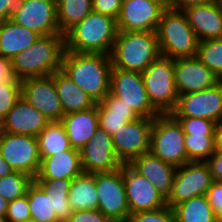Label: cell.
Wrapping results in <instances>:
<instances>
[{"label":"cell","instance_id":"54","mask_svg":"<svg viewBox=\"0 0 222 222\" xmlns=\"http://www.w3.org/2000/svg\"><path fill=\"white\" fill-rule=\"evenodd\" d=\"M160 1H162L167 6V1L168 0H160Z\"/></svg>","mask_w":222,"mask_h":222},{"label":"cell","instance_id":"18","mask_svg":"<svg viewBox=\"0 0 222 222\" xmlns=\"http://www.w3.org/2000/svg\"><path fill=\"white\" fill-rule=\"evenodd\" d=\"M80 157L84 173L113 172L122 166L121 161L116 157L112 136L100 127L80 149Z\"/></svg>","mask_w":222,"mask_h":222},{"label":"cell","instance_id":"26","mask_svg":"<svg viewBox=\"0 0 222 222\" xmlns=\"http://www.w3.org/2000/svg\"><path fill=\"white\" fill-rule=\"evenodd\" d=\"M96 105L99 127L110 135L122 125L139 117L130 106H127L120 98L110 92Z\"/></svg>","mask_w":222,"mask_h":222},{"label":"cell","instance_id":"5","mask_svg":"<svg viewBox=\"0 0 222 222\" xmlns=\"http://www.w3.org/2000/svg\"><path fill=\"white\" fill-rule=\"evenodd\" d=\"M156 33L162 56L176 59L197 55L199 41L183 11L166 8Z\"/></svg>","mask_w":222,"mask_h":222},{"label":"cell","instance_id":"33","mask_svg":"<svg viewBox=\"0 0 222 222\" xmlns=\"http://www.w3.org/2000/svg\"><path fill=\"white\" fill-rule=\"evenodd\" d=\"M188 162H205L214 152V134H185Z\"/></svg>","mask_w":222,"mask_h":222},{"label":"cell","instance_id":"22","mask_svg":"<svg viewBox=\"0 0 222 222\" xmlns=\"http://www.w3.org/2000/svg\"><path fill=\"white\" fill-rule=\"evenodd\" d=\"M129 165L154 184L157 191L167 200L177 169L175 166L165 163L150 152L134 158Z\"/></svg>","mask_w":222,"mask_h":222},{"label":"cell","instance_id":"24","mask_svg":"<svg viewBox=\"0 0 222 222\" xmlns=\"http://www.w3.org/2000/svg\"><path fill=\"white\" fill-rule=\"evenodd\" d=\"M61 123L72 148L80 150L99 127L97 105L85 111L64 115Z\"/></svg>","mask_w":222,"mask_h":222},{"label":"cell","instance_id":"4","mask_svg":"<svg viewBox=\"0 0 222 222\" xmlns=\"http://www.w3.org/2000/svg\"><path fill=\"white\" fill-rule=\"evenodd\" d=\"M160 55L156 31H118L110 57L112 67L142 73Z\"/></svg>","mask_w":222,"mask_h":222},{"label":"cell","instance_id":"32","mask_svg":"<svg viewBox=\"0 0 222 222\" xmlns=\"http://www.w3.org/2000/svg\"><path fill=\"white\" fill-rule=\"evenodd\" d=\"M29 210L33 222H60L54 210V198L35 182L28 188Z\"/></svg>","mask_w":222,"mask_h":222},{"label":"cell","instance_id":"45","mask_svg":"<svg viewBox=\"0 0 222 222\" xmlns=\"http://www.w3.org/2000/svg\"><path fill=\"white\" fill-rule=\"evenodd\" d=\"M205 162L209 166L213 181L222 182V153L215 151Z\"/></svg>","mask_w":222,"mask_h":222},{"label":"cell","instance_id":"9","mask_svg":"<svg viewBox=\"0 0 222 222\" xmlns=\"http://www.w3.org/2000/svg\"><path fill=\"white\" fill-rule=\"evenodd\" d=\"M98 210L112 222H128L130 217L122 166L113 172L94 173Z\"/></svg>","mask_w":222,"mask_h":222},{"label":"cell","instance_id":"40","mask_svg":"<svg viewBox=\"0 0 222 222\" xmlns=\"http://www.w3.org/2000/svg\"><path fill=\"white\" fill-rule=\"evenodd\" d=\"M72 179H34V182L51 196H68Z\"/></svg>","mask_w":222,"mask_h":222},{"label":"cell","instance_id":"48","mask_svg":"<svg viewBox=\"0 0 222 222\" xmlns=\"http://www.w3.org/2000/svg\"><path fill=\"white\" fill-rule=\"evenodd\" d=\"M12 77L10 60L0 56V83Z\"/></svg>","mask_w":222,"mask_h":222},{"label":"cell","instance_id":"28","mask_svg":"<svg viewBox=\"0 0 222 222\" xmlns=\"http://www.w3.org/2000/svg\"><path fill=\"white\" fill-rule=\"evenodd\" d=\"M68 200L73 211L97 210L98 196L94 174L83 172L73 178L68 193Z\"/></svg>","mask_w":222,"mask_h":222},{"label":"cell","instance_id":"53","mask_svg":"<svg viewBox=\"0 0 222 222\" xmlns=\"http://www.w3.org/2000/svg\"><path fill=\"white\" fill-rule=\"evenodd\" d=\"M0 222H8L5 216H0Z\"/></svg>","mask_w":222,"mask_h":222},{"label":"cell","instance_id":"35","mask_svg":"<svg viewBox=\"0 0 222 222\" xmlns=\"http://www.w3.org/2000/svg\"><path fill=\"white\" fill-rule=\"evenodd\" d=\"M34 182L30 175L14 171L10 175L0 178V196L8 202L27 194L29 186Z\"/></svg>","mask_w":222,"mask_h":222},{"label":"cell","instance_id":"3","mask_svg":"<svg viewBox=\"0 0 222 222\" xmlns=\"http://www.w3.org/2000/svg\"><path fill=\"white\" fill-rule=\"evenodd\" d=\"M117 20L92 11L65 34V50L110 55L117 37Z\"/></svg>","mask_w":222,"mask_h":222},{"label":"cell","instance_id":"51","mask_svg":"<svg viewBox=\"0 0 222 222\" xmlns=\"http://www.w3.org/2000/svg\"><path fill=\"white\" fill-rule=\"evenodd\" d=\"M9 202L0 196V216H6Z\"/></svg>","mask_w":222,"mask_h":222},{"label":"cell","instance_id":"19","mask_svg":"<svg viewBox=\"0 0 222 222\" xmlns=\"http://www.w3.org/2000/svg\"><path fill=\"white\" fill-rule=\"evenodd\" d=\"M174 79L178 95L203 91L220 81L196 56L174 59Z\"/></svg>","mask_w":222,"mask_h":222},{"label":"cell","instance_id":"7","mask_svg":"<svg viewBox=\"0 0 222 222\" xmlns=\"http://www.w3.org/2000/svg\"><path fill=\"white\" fill-rule=\"evenodd\" d=\"M144 86L152 105L161 113L176 106L178 93L174 79V59L160 55L142 72Z\"/></svg>","mask_w":222,"mask_h":222},{"label":"cell","instance_id":"8","mask_svg":"<svg viewBox=\"0 0 222 222\" xmlns=\"http://www.w3.org/2000/svg\"><path fill=\"white\" fill-rule=\"evenodd\" d=\"M109 92L130 106L139 117L155 118L161 114L149 100L142 73L112 67Z\"/></svg>","mask_w":222,"mask_h":222},{"label":"cell","instance_id":"6","mask_svg":"<svg viewBox=\"0 0 222 222\" xmlns=\"http://www.w3.org/2000/svg\"><path fill=\"white\" fill-rule=\"evenodd\" d=\"M182 125L170 113L154 118L149 152L176 168L188 162Z\"/></svg>","mask_w":222,"mask_h":222},{"label":"cell","instance_id":"46","mask_svg":"<svg viewBox=\"0 0 222 222\" xmlns=\"http://www.w3.org/2000/svg\"><path fill=\"white\" fill-rule=\"evenodd\" d=\"M25 0H0V24L11 18L15 9L21 7Z\"/></svg>","mask_w":222,"mask_h":222},{"label":"cell","instance_id":"20","mask_svg":"<svg viewBox=\"0 0 222 222\" xmlns=\"http://www.w3.org/2000/svg\"><path fill=\"white\" fill-rule=\"evenodd\" d=\"M198 41L222 38V6L219 0L182 10Z\"/></svg>","mask_w":222,"mask_h":222},{"label":"cell","instance_id":"27","mask_svg":"<svg viewBox=\"0 0 222 222\" xmlns=\"http://www.w3.org/2000/svg\"><path fill=\"white\" fill-rule=\"evenodd\" d=\"M55 87L64 115L85 111L96 105L89 95L62 70L55 71Z\"/></svg>","mask_w":222,"mask_h":222},{"label":"cell","instance_id":"31","mask_svg":"<svg viewBox=\"0 0 222 222\" xmlns=\"http://www.w3.org/2000/svg\"><path fill=\"white\" fill-rule=\"evenodd\" d=\"M57 22L65 34L92 12V0H56Z\"/></svg>","mask_w":222,"mask_h":222},{"label":"cell","instance_id":"11","mask_svg":"<svg viewBox=\"0 0 222 222\" xmlns=\"http://www.w3.org/2000/svg\"><path fill=\"white\" fill-rule=\"evenodd\" d=\"M0 152L14 171L37 176L41 165L37 137L3 132Z\"/></svg>","mask_w":222,"mask_h":222},{"label":"cell","instance_id":"44","mask_svg":"<svg viewBox=\"0 0 222 222\" xmlns=\"http://www.w3.org/2000/svg\"><path fill=\"white\" fill-rule=\"evenodd\" d=\"M54 210L60 222H66L73 213L68 196H53Z\"/></svg>","mask_w":222,"mask_h":222},{"label":"cell","instance_id":"42","mask_svg":"<svg viewBox=\"0 0 222 222\" xmlns=\"http://www.w3.org/2000/svg\"><path fill=\"white\" fill-rule=\"evenodd\" d=\"M66 222H112L100 210L73 211Z\"/></svg>","mask_w":222,"mask_h":222},{"label":"cell","instance_id":"16","mask_svg":"<svg viewBox=\"0 0 222 222\" xmlns=\"http://www.w3.org/2000/svg\"><path fill=\"white\" fill-rule=\"evenodd\" d=\"M10 20L40 36L62 34L57 22L56 0H25Z\"/></svg>","mask_w":222,"mask_h":222},{"label":"cell","instance_id":"38","mask_svg":"<svg viewBox=\"0 0 222 222\" xmlns=\"http://www.w3.org/2000/svg\"><path fill=\"white\" fill-rule=\"evenodd\" d=\"M8 222H27L31 221L29 210L28 191L27 194L10 201L6 213Z\"/></svg>","mask_w":222,"mask_h":222},{"label":"cell","instance_id":"36","mask_svg":"<svg viewBox=\"0 0 222 222\" xmlns=\"http://www.w3.org/2000/svg\"><path fill=\"white\" fill-rule=\"evenodd\" d=\"M21 97V80L13 76L0 83V119L14 107L16 101Z\"/></svg>","mask_w":222,"mask_h":222},{"label":"cell","instance_id":"49","mask_svg":"<svg viewBox=\"0 0 222 222\" xmlns=\"http://www.w3.org/2000/svg\"><path fill=\"white\" fill-rule=\"evenodd\" d=\"M214 150L222 153V123H218L215 127Z\"/></svg>","mask_w":222,"mask_h":222},{"label":"cell","instance_id":"12","mask_svg":"<svg viewBox=\"0 0 222 222\" xmlns=\"http://www.w3.org/2000/svg\"><path fill=\"white\" fill-rule=\"evenodd\" d=\"M154 118L138 117L122 125L112 136L116 157L122 164L150 150V134Z\"/></svg>","mask_w":222,"mask_h":222},{"label":"cell","instance_id":"47","mask_svg":"<svg viewBox=\"0 0 222 222\" xmlns=\"http://www.w3.org/2000/svg\"><path fill=\"white\" fill-rule=\"evenodd\" d=\"M212 1L213 0H168L166 8L182 11L187 7L202 5Z\"/></svg>","mask_w":222,"mask_h":222},{"label":"cell","instance_id":"39","mask_svg":"<svg viewBox=\"0 0 222 222\" xmlns=\"http://www.w3.org/2000/svg\"><path fill=\"white\" fill-rule=\"evenodd\" d=\"M128 222H176V220L172 208L166 205L157 210L131 214Z\"/></svg>","mask_w":222,"mask_h":222},{"label":"cell","instance_id":"17","mask_svg":"<svg viewBox=\"0 0 222 222\" xmlns=\"http://www.w3.org/2000/svg\"><path fill=\"white\" fill-rule=\"evenodd\" d=\"M122 173L130 215L166 206V199L157 191L154 184L129 164H122Z\"/></svg>","mask_w":222,"mask_h":222},{"label":"cell","instance_id":"29","mask_svg":"<svg viewBox=\"0 0 222 222\" xmlns=\"http://www.w3.org/2000/svg\"><path fill=\"white\" fill-rule=\"evenodd\" d=\"M176 222H220L207 195L194 196L172 208Z\"/></svg>","mask_w":222,"mask_h":222},{"label":"cell","instance_id":"41","mask_svg":"<svg viewBox=\"0 0 222 222\" xmlns=\"http://www.w3.org/2000/svg\"><path fill=\"white\" fill-rule=\"evenodd\" d=\"M123 0H92V11L117 19Z\"/></svg>","mask_w":222,"mask_h":222},{"label":"cell","instance_id":"43","mask_svg":"<svg viewBox=\"0 0 222 222\" xmlns=\"http://www.w3.org/2000/svg\"><path fill=\"white\" fill-rule=\"evenodd\" d=\"M207 198L217 219L222 222V182L213 181L208 189Z\"/></svg>","mask_w":222,"mask_h":222},{"label":"cell","instance_id":"23","mask_svg":"<svg viewBox=\"0 0 222 222\" xmlns=\"http://www.w3.org/2000/svg\"><path fill=\"white\" fill-rule=\"evenodd\" d=\"M82 173L80 150L72 148L43 158L34 179H73Z\"/></svg>","mask_w":222,"mask_h":222},{"label":"cell","instance_id":"34","mask_svg":"<svg viewBox=\"0 0 222 222\" xmlns=\"http://www.w3.org/2000/svg\"><path fill=\"white\" fill-rule=\"evenodd\" d=\"M196 57L222 80V38L200 41Z\"/></svg>","mask_w":222,"mask_h":222},{"label":"cell","instance_id":"15","mask_svg":"<svg viewBox=\"0 0 222 222\" xmlns=\"http://www.w3.org/2000/svg\"><path fill=\"white\" fill-rule=\"evenodd\" d=\"M166 5L160 0H123L118 31H156Z\"/></svg>","mask_w":222,"mask_h":222},{"label":"cell","instance_id":"1","mask_svg":"<svg viewBox=\"0 0 222 222\" xmlns=\"http://www.w3.org/2000/svg\"><path fill=\"white\" fill-rule=\"evenodd\" d=\"M110 55L64 52L61 70L73 80L95 104L100 103L109 93Z\"/></svg>","mask_w":222,"mask_h":222},{"label":"cell","instance_id":"13","mask_svg":"<svg viewBox=\"0 0 222 222\" xmlns=\"http://www.w3.org/2000/svg\"><path fill=\"white\" fill-rule=\"evenodd\" d=\"M170 114L173 117L205 118L222 123V80L206 90L179 95Z\"/></svg>","mask_w":222,"mask_h":222},{"label":"cell","instance_id":"52","mask_svg":"<svg viewBox=\"0 0 222 222\" xmlns=\"http://www.w3.org/2000/svg\"><path fill=\"white\" fill-rule=\"evenodd\" d=\"M3 134V124H2V119H0V138Z\"/></svg>","mask_w":222,"mask_h":222},{"label":"cell","instance_id":"30","mask_svg":"<svg viewBox=\"0 0 222 222\" xmlns=\"http://www.w3.org/2000/svg\"><path fill=\"white\" fill-rule=\"evenodd\" d=\"M41 160L45 157L72 149L61 121H51L38 135Z\"/></svg>","mask_w":222,"mask_h":222},{"label":"cell","instance_id":"2","mask_svg":"<svg viewBox=\"0 0 222 222\" xmlns=\"http://www.w3.org/2000/svg\"><path fill=\"white\" fill-rule=\"evenodd\" d=\"M65 52L64 34L40 36L28 49L10 60L15 79L52 75L61 70Z\"/></svg>","mask_w":222,"mask_h":222},{"label":"cell","instance_id":"21","mask_svg":"<svg viewBox=\"0 0 222 222\" xmlns=\"http://www.w3.org/2000/svg\"><path fill=\"white\" fill-rule=\"evenodd\" d=\"M50 122L22 96L2 119L3 132L33 137H37Z\"/></svg>","mask_w":222,"mask_h":222},{"label":"cell","instance_id":"50","mask_svg":"<svg viewBox=\"0 0 222 222\" xmlns=\"http://www.w3.org/2000/svg\"><path fill=\"white\" fill-rule=\"evenodd\" d=\"M14 170L4 160L0 152V178L10 175Z\"/></svg>","mask_w":222,"mask_h":222},{"label":"cell","instance_id":"14","mask_svg":"<svg viewBox=\"0 0 222 222\" xmlns=\"http://www.w3.org/2000/svg\"><path fill=\"white\" fill-rule=\"evenodd\" d=\"M21 96L50 121H61L64 111L52 75L21 80Z\"/></svg>","mask_w":222,"mask_h":222},{"label":"cell","instance_id":"25","mask_svg":"<svg viewBox=\"0 0 222 222\" xmlns=\"http://www.w3.org/2000/svg\"><path fill=\"white\" fill-rule=\"evenodd\" d=\"M39 37L38 33L8 19L0 24V56L11 60Z\"/></svg>","mask_w":222,"mask_h":222},{"label":"cell","instance_id":"37","mask_svg":"<svg viewBox=\"0 0 222 222\" xmlns=\"http://www.w3.org/2000/svg\"><path fill=\"white\" fill-rule=\"evenodd\" d=\"M182 125L184 134H214L216 122L205 118L174 117Z\"/></svg>","mask_w":222,"mask_h":222},{"label":"cell","instance_id":"10","mask_svg":"<svg viewBox=\"0 0 222 222\" xmlns=\"http://www.w3.org/2000/svg\"><path fill=\"white\" fill-rule=\"evenodd\" d=\"M212 183V174L206 162H187L176 169L166 205L173 208L194 196L207 195Z\"/></svg>","mask_w":222,"mask_h":222}]
</instances>
